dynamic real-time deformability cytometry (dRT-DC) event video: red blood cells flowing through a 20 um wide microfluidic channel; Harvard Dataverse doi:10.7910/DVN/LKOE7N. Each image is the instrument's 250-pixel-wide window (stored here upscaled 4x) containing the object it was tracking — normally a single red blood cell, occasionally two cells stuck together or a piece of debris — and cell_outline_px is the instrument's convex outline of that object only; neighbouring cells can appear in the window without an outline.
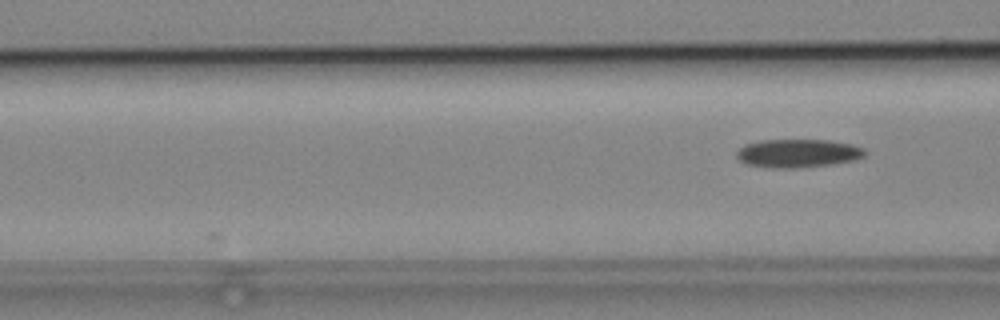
{"species": "common noctule bat (a hibernating species)", "species_latin": "Nyctalus noctula", "temperature_condition": "cold", "stored_images_in_passage": 4, "camera_frame_rate_fps": 3000, "um_per_image_px": 0.085, "animal": {"sex": "male", "body_mass_g": 19.2, "forearm_length_mm": 51.8}, "frame": {"image": 1, "passage_image": 4, "time_ms": 3.667, "image_size_px": [1000, 320], "cell_outline_px": [[868, 152], [864, 156], [856, 160], [832, 164], [796, 168], [768, 168], [744, 164], [736, 156], [736, 152], [744, 144], [760, 140], [828, 140], [852, 144], [864, 148]], "centroid_in_image_um": [67.82, 13.03], "position_along_channel_um": 98.8, "area_um2": 21.5}}